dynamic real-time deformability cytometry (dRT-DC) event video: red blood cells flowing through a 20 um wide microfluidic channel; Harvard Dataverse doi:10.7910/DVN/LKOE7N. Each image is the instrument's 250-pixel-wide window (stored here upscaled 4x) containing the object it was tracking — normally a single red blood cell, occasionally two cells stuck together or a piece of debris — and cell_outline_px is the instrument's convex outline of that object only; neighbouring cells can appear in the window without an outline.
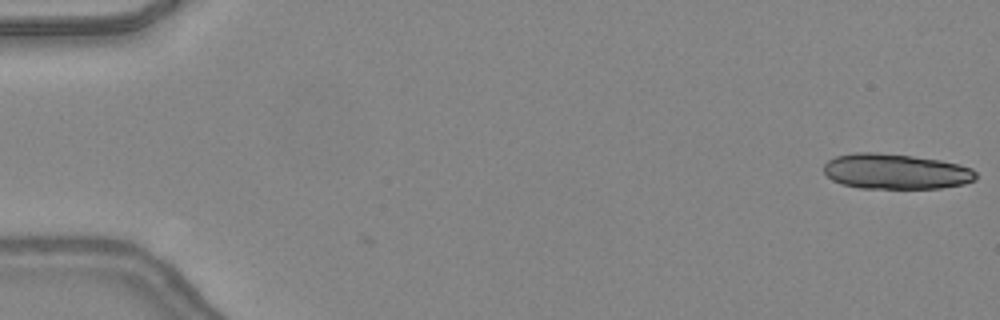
{"species": "common noctule bat (a hibernating species)", "species_latin": "Nyctalus noctula", "temperature_condition": "warm", "stored_images_in_passage": 19, "camera_frame_rate_fps": 3000, "um_per_image_px": 0.085, "animal": {"sex": "female", "body_mass_g": 24.6, "forearm_length_mm": 56.2}, "frame": {"image": 1, "passage_image": 1, "time_ms": 0.0, "image_size_px": [1000, 320], "cell_outline_px": [[976, 180], [964, 184], [940, 188], [860, 188], [840, 184], [832, 180], [824, 172], [824, 164], [828, 160], [836, 156], [856, 152], [876, 152], [912, 156], [940, 160], [960, 164], [972, 168], [976, 172]], "centroid_in_image_um": [76.14, 14.57], "position_along_channel_um": 8.9, "area_um2": 31.5}}
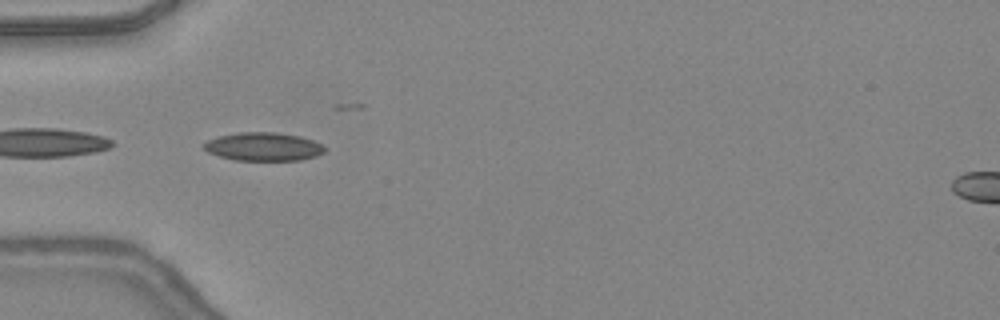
{"frame": {"image": 2, "passage_image": 16, "time_ms": 5.0, "image_size_px": [1000, 320], "cell_outline_px": [[324, 152], [316, 156], [300, 160], [236, 160], [220, 156], [208, 152], [200, 144], [208, 140], [220, 136], [236, 132], [276, 132], [300, 136], [312, 140], [320, 144], [324, 148]], "centroid_in_image_um": [22.36, 12.46], "position_along_channel_um": 62.6, "area_um2": 19.88}}